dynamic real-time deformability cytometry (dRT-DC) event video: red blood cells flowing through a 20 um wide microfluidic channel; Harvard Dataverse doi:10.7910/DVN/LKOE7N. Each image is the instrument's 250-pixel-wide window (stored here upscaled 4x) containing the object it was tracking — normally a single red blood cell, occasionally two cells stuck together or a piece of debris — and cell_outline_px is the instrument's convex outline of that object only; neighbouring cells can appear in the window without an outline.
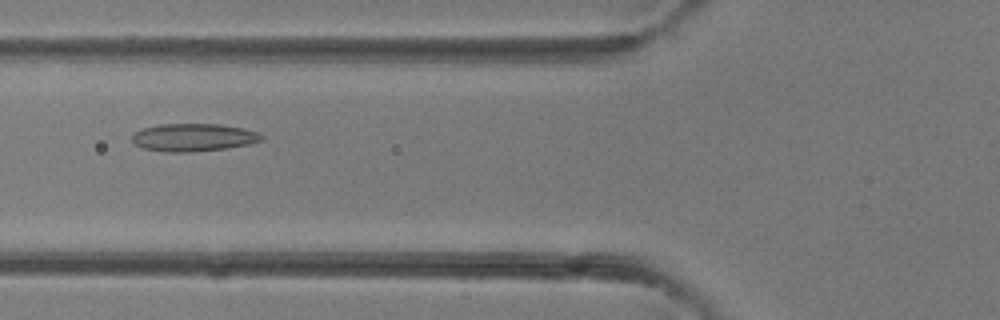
{"species": "common noctule bat (a hibernating species)", "species_latin": "Nyctalus noctula", "temperature_condition": "room temperature", "stored_images_in_passage": 39, "camera_frame_rate_fps": 3000, "um_per_image_px": 0.085, "animal": {"sex": "female"}, "frame": {"image": 1, "passage_image": 15, "time_ms": 4.667, "image_size_px": [1000, 320], "cell_outline_px": [[264, 140], [248, 144], [228, 148], [192, 152], [168, 152], [140, 148], [132, 140], [132, 132], [144, 128], [160, 124], [220, 124], [244, 128], [260, 132], [264, 136]], "centroid_in_image_um": [16.47, 11.68], "position_along_channel_um": 109.3, "area_um2": 21.21}}
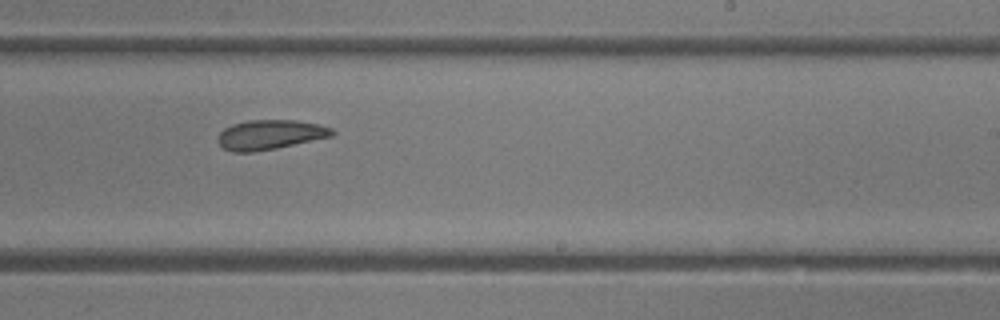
{"frame": {"image": 2, "passage_image": 24, "time_ms": 7.667, "image_size_px": [1000, 320], "cell_outline_px": [[336, 132], [332, 136], [276, 148], [252, 152], [232, 152], [224, 148], [216, 140], [220, 132], [224, 128], [232, 124], [248, 120], [296, 120], [320, 124], [332, 128]], "centroid_in_image_um": [22.95, 11.44], "position_along_channel_um": 266.1, "area_um2": 19.77}}
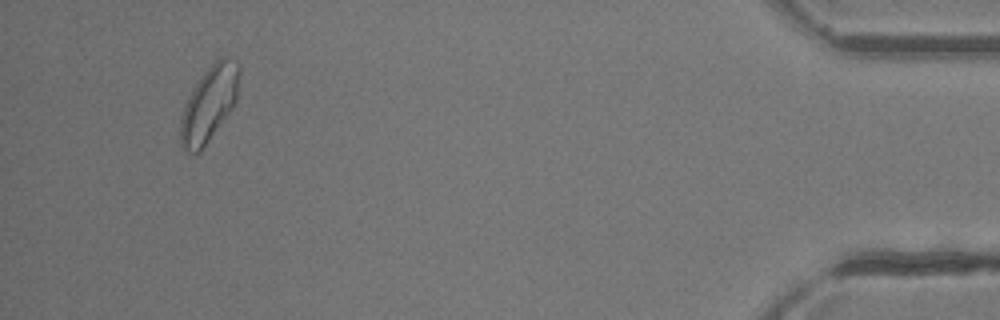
{"frame": {"image": 3, "passage_image": 37, "time_ms": 12.0, "image_size_px": [1000, 320], "cell_outline_px": [[240, 72], [236, 100], [232, 108], [200, 152], [188, 152], [180, 144], [180, 120], [184, 104], [188, 96], [204, 72], [220, 56], [224, 56], [236, 60], [240, 64]], "centroid_in_image_um": [17.78, 8.8], "position_along_channel_um": 417.4, "area_um2": 25.61}}